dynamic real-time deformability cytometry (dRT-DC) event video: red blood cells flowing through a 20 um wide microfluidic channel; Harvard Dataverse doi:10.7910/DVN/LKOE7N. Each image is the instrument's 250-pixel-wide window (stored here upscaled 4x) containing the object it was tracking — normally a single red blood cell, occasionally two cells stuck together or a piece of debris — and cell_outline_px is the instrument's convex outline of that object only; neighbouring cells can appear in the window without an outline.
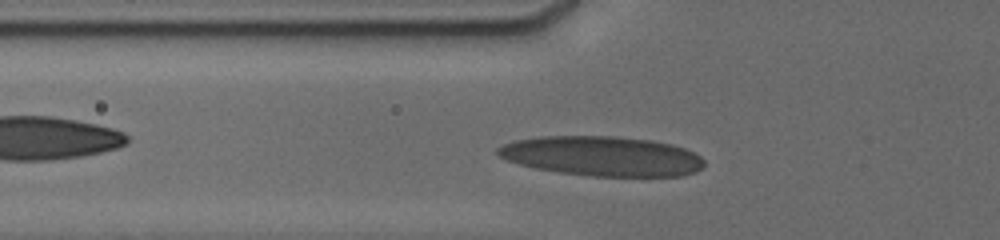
{"species": "human", "species_latin": "Homo sapiens", "temperature_condition": "cold", "stored_images_in_passage": 11, "camera_frame_rate_fps": 3000, "um_per_image_px": 0.085, "donor": {"sex": "male"}, "frame": {"image": 1, "passage_image": 8, "time_ms": 7.667, "image_size_px": [1000, 240], "cell_outline_px": [[704, 164], [700, 168], [692, 172], [680, 176], [592, 176], [560, 172], [536, 168], [520, 164], [508, 160], [500, 156], [496, 152], [496, 148], [504, 144], [516, 140], [540, 136], [612, 136], [648, 140], [672, 144], [684, 148], [700, 156], [704, 160]], "centroid_in_image_um": [51.16, 13.26], "position_along_channel_um": 74.6, "area_um2": 47.4}}
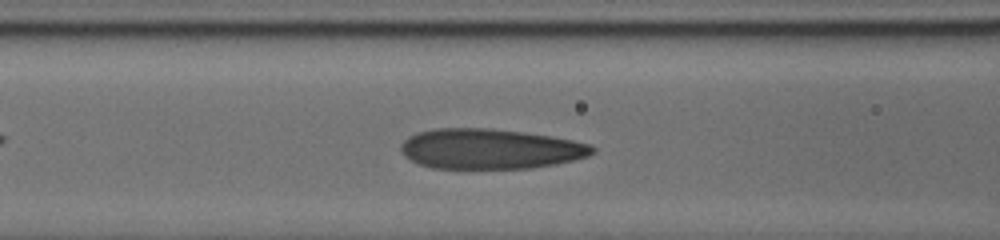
{"frame": {"image": 2, "passage_image": 11, "time_ms": 9.0, "image_size_px": [1000, 240], "cell_outline_px": [[596, 152], [588, 156], [556, 164], [532, 168], [432, 168], [416, 164], [404, 156], [400, 152], [400, 144], [408, 136], [416, 132], [436, 128], [488, 128], [520, 132], [548, 136], [572, 140], [588, 144], [596, 148]], "centroid_in_image_um": [41.59, 12.66], "position_along_channel_um": 125.0, "area_um2": 44.91}}